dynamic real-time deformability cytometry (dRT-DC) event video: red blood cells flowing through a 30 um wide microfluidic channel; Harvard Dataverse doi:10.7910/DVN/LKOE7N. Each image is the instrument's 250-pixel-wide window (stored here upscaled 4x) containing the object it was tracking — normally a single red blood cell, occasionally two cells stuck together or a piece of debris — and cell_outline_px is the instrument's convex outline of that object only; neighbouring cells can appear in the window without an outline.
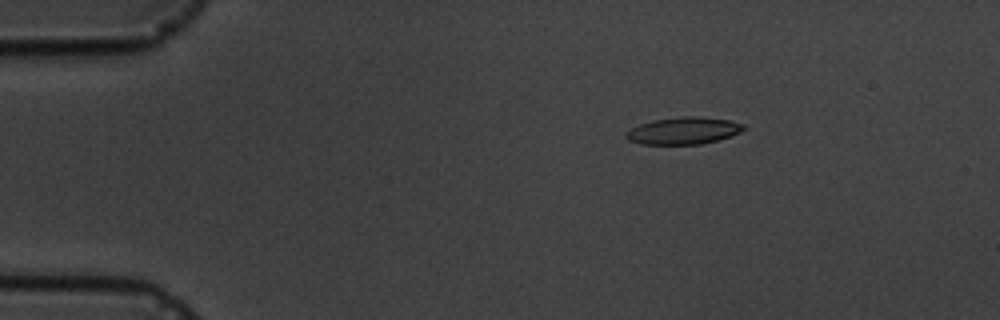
{"species": "common noctule bat (a hibernating species)", "species_latin": "Nyctalus noctula", "temperature_condition": "cold", "stored_images_in_passage": 3, "camera_frame_rate_fps": 3000, "um_per_image_px": 0.085, "animal": {"sex": "male", "body_mass_g": 19.5, "forearm_length_mm": 54.6}, "frame": {"image": 1, "passage_image": 1, "time_ms": 0.0, "image_size_px": [1000, 320], "cell_outline_px": [[744, 128], [740, 132], [732, 136], [700, 144], [640, 144], [628, 140], [624, 136], [632, 128], [640, 124], [652, 120], [684, 116], [700, 116], [728, 120], [744, 124]], "centroid_in_image_um": [58.09, 11.11], "position_along_channel_um": 26.9, "area_um2": 18.44}}